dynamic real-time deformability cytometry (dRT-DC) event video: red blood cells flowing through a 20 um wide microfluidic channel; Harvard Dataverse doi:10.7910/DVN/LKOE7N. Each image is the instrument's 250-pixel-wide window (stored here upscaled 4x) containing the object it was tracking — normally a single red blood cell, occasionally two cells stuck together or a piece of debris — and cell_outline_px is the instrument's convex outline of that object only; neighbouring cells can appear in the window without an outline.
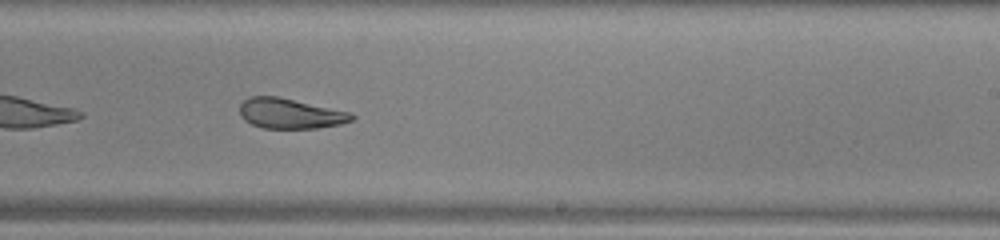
{"species": "common noctule bat (a hibernating species)", "species_latin": "Nyctalus noctula", "temperature_condition": "warm", "stored_images_in_passage": 51, "camera_frame_rate_fps": 3000, "um_per_image_px": 0.085, "animal": {"sex": "male", "body_mass_g": 13.0, "forearm_length_mm": 53.1}, "frame": {"image": 1, "passage_image": 30, "time_ms": 9.667, "image_size_px": [1000, 240], "cell_outline_px": [[356, 116], [352, 120], [340, 124], [320, 128], [264, 128], [252, 124], [244, 120], [240, 116], [240, 104], [248, 96], [276, 96], [352, 112]], "centroid_in_image_um": [24.67, 9.65], "position_along_channel_um": 264.3, "area_um2": 19.77}, "authors_computed_cell_mechanics": {"area_um2": 24.6806, "velocity_mm_per_s": 3.9178, "shape_relaxation_time_tau1_ms": 8.5962, "shape_relaxation_time_tau2_ms": 1.536, "deformation_change_tau1": 0.2228, "deformation_change_tau2": 0.0804}}